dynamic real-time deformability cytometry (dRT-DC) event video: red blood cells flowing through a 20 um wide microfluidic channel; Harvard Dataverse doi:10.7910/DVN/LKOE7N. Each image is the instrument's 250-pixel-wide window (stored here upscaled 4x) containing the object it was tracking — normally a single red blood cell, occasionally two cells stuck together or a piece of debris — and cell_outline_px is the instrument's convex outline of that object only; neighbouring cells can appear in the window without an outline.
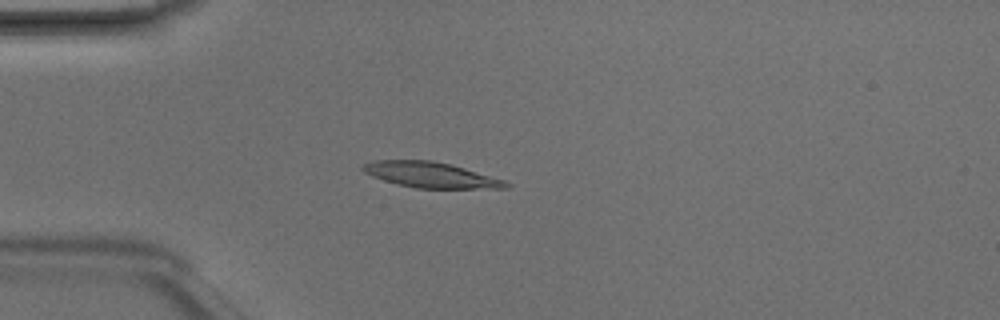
{"species": "Egyptian fruit bat (a non-hibernating species)", "species_latin": "Rousettus aegyptiacus", "temperature_condition": "room temperature", "stored_images_in_passage": 5, "camera_frame_rate_fps": 3000, "um_per_image_px": 0.085, "animal": {"sex": "male"}, "frame": {"image": 1, "passage_image": 3, "time_ms": 0.667, "image_size_px": [1000, 320], "cell_outline_px": [[512, 184], [508, 188], [416, 188], [396, 184], [372, 176], [364, 172], [360, 168], [364, 164], [372, 160], [432, 160], [452, 164], [504, 180]], "centroid_in_image_um": [36.6, 14.86], "position_along_channel_um": 48.4, "area_um2": 21.33}}